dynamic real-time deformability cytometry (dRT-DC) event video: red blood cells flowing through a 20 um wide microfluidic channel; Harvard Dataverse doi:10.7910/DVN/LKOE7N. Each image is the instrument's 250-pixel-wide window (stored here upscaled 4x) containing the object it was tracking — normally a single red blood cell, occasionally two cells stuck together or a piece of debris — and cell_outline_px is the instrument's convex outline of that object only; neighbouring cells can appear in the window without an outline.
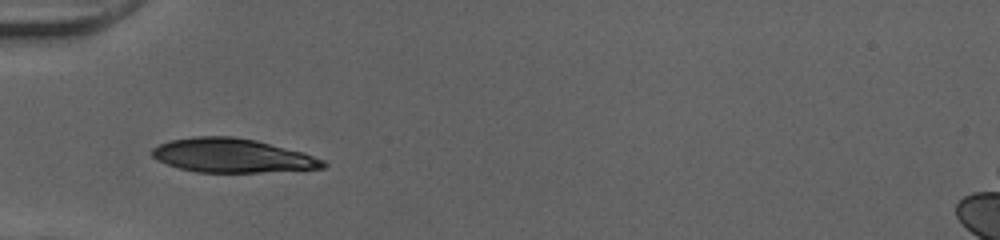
{"species": "human", "species_latin": "Homo sapiens", "temperature_condition": "cold", "stored_images_in_passage": 34, "camera_frame_rate_fps": 3000, "um_per_image_px": 0.085, "donor": {"sex": "female"}, "frame": {"image": 1, "passage_image": 1, "time_ms": 0.0, "image_size_px": [1000, 240], "cell_outline_px": [[328, 164], [324, 168], [260, 172], [196, 172], [180, 168], [168, 164], [152, 156], [152, 148], [160, 144], [172, 140], [192, 136], [232, 136], [256, 140], [304, 152], [324, 160]], "centroid_in_image_um": [19.78, 13.21], "position_along_channel_um": 65.2, "area_um2": 33.7}}
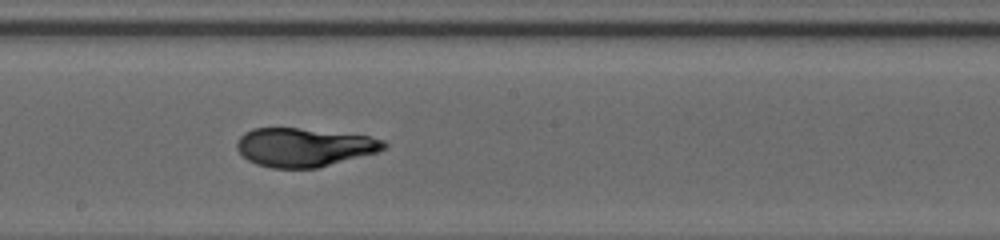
{"frame": {"image": 2, "passage_image": 13, "time_ms": 4.0, "image_size_px": [1000, 240], "cell_outline_px": [[388, 144], [384, 148], [376, 152], [316, 168], [272, 168], [256, 164], [248, 160], [236, 148], [236, 144], [240, 136], [244, 132], [252, 128], [296, 128], [368, 136], [384, 140]], "centroid_in_image_um": [25.8, 12.52], "position_along_channel_um": 222.4, "area_um2": 32.71}}
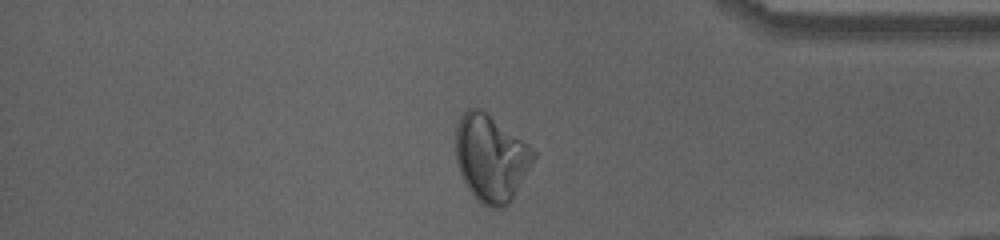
{"frame": {"image": 3, "passage_image": 27, "time_ms": 8.667, "image_size_px": [1000, 240], "cell_outline_px": [[536, 156], [512, 200], [504, 208], [488, 208], [480, 204], [476, 200], [468, 188], [456, 164], [456, 124], [460, 116], [468, 108], [480, 108], [528, 144], [536, 152]], "centroid_in_image_um": [41.72, 13.46], "position_along_channel_um": 393.5, "area_um2": 39.36}, "authors_computed_cell_mechanics": {"area_um2": 34.1887, "velocity_mm_per_s": 4.0171, "shape_relaxation_time_tau1_ms": null, "shape_relaxation_time_tau2_ms": 1.3208, "deformation_change_tau1": null, "deformation_change_tau2": 0.0447}}